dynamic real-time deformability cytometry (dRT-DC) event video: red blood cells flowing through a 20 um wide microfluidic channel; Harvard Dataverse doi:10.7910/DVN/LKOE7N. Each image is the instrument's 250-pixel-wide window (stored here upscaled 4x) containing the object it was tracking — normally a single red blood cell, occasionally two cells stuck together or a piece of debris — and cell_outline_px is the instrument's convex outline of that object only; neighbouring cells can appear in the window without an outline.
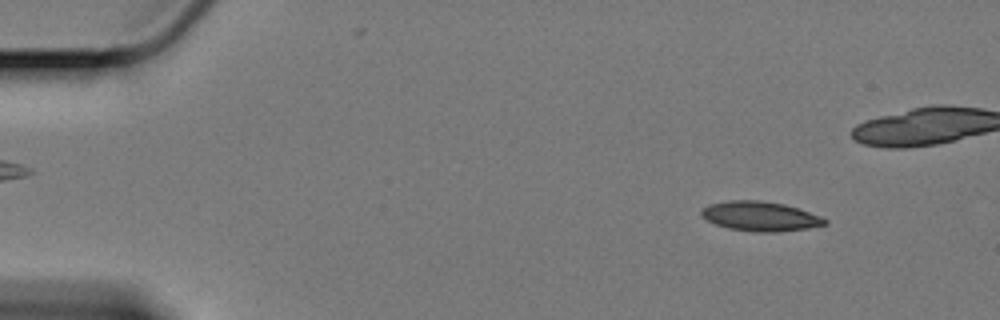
{"species": "Egyptian fruit bat (a non-hibernating species)", "species_latin": "Rousettus aegyptiacus", "temperature_condition": "cold", "stored_images_in_passage": 46, "camera_frame_rate_fps": 3000, "um_per_image_px": 0.085, "animal": {"sex": "female"}, "frame": {"image": 1, "passage_image": 4, "time_ms": 1.0, "image_size_px": [1000, 320], "cell_outline_px": [[828, 224], [808, 228], [780, 232], [756, 232], [728, 228], [716, 224], [700, 216], [700, 212], [708, 204], [728, 200], [760, 200], [784, 204], [820, 216], [828, 220]], "centroid_in_image_um": [64.61, 18.38], "position_along_channel_um": 20.4, "area_um2": 21.27}}
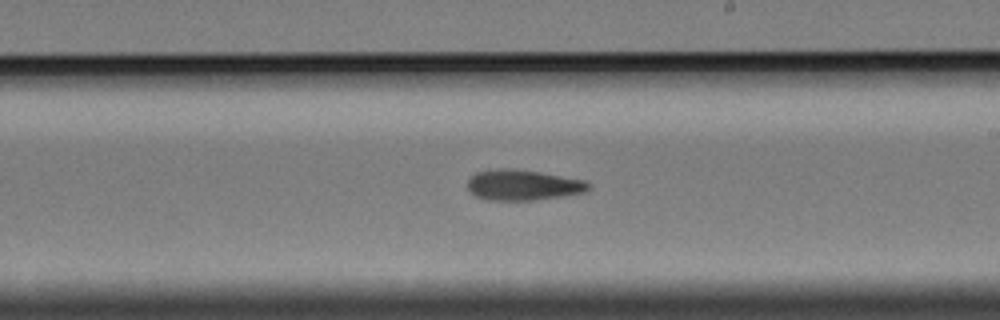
{"frame": {"image": 2, "passage_image": 32, "time_ms": 10.333, "image_size_px": [1000, 320], "cell_outline_px": [[592, 188], [584, 192], [564, 196], [532, 200], [484, 200], [476, 196], [468, 188], [468, 180], [476, 172], [540, 172], [584, 180]], "centroid_in_image_um": [44.52, 15.79], "position_along_channel_um": 244.5, "area_um2": 20.4}}
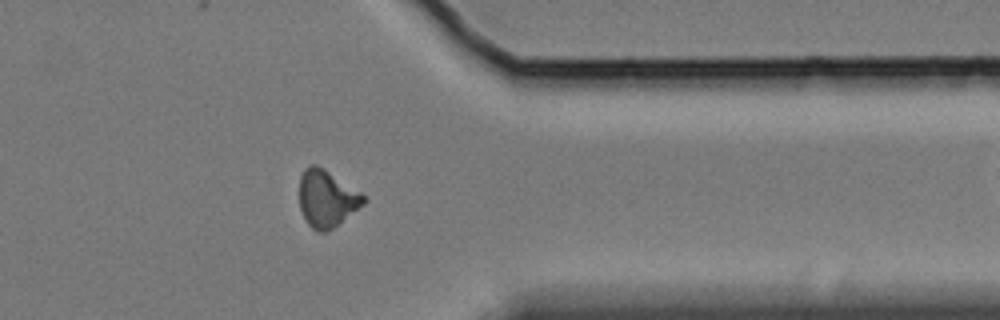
{"frame": {"image": 3, "passage_image": 45, "time_ms": 14.667, "image_size_px": [1000, 320], "cell_outline_px": [[368, 200], [364, 204], [328, 232], [316, 232], [308, 224], [300, 212], [300, 176], [304, 168], [312, 164], [316, 164], [324, 168], [360, 192]], "centroid_in_image_um": [27.76, 16.89], "position_along_channel_um": 383.6, "area_um2": 21.39}}